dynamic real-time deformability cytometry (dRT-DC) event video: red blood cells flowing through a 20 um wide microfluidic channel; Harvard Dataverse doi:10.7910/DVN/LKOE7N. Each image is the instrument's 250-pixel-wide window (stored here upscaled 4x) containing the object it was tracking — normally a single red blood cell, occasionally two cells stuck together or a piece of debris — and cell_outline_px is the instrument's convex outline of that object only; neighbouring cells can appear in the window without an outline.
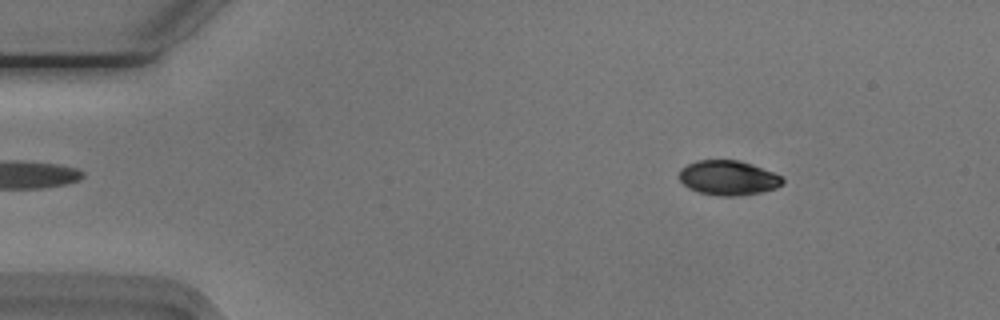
{"species": "Egyptian fruit bat (a non-hibernating species)", "species_latin": "Rousettus aegyptiacus", "temperature_condition": "cold", "stored_images_in_passage": 54, "camera_frame_rate_fps": 3000, "um_per_image_px": 0.085, "animal": {"sex": "male"}, "frame": {"image": 1, "passage_image": 7, "time_ms": 2.0, "image_size_px": [1000, 320], "cell_outline_px": [[784, 184], [776, 188], [760, 192], [740, 196], [716, 196], [700, 192], [688, 188], [680, 180], [680, 168], [696, 160], [736, 160], [752, 164], [772, 172], [780, 176], [784, 180]], "centroid_in_image_um": [61.89, 15.12], "position_along_channel_um": 23.1, "area_um2": 20.87}}
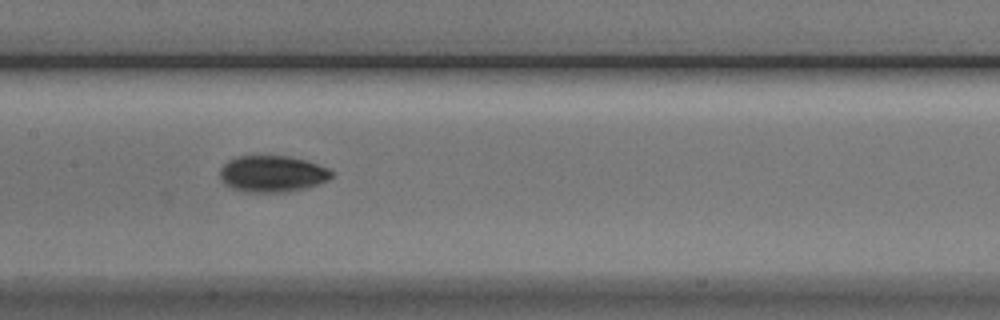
{"frame": {"image": 2, "passage_image": 26, "time_ms": 8.333, "image_size_px": [1000, 320], "cell_outline_px": [[332, 176], [328, 180], [320, 184], [308, 188], [288, 192], [244, 192], [232, 188], [224, 184], [220, 176], [220, 168], [228, 160], [236, 156], [288, 156], [304, 160], [328, 168], [332, 172]], "centroid_in_image_um": [23.14, 14.79], "position_along_channel_um": 184.3, "area_um2": 23.87}}
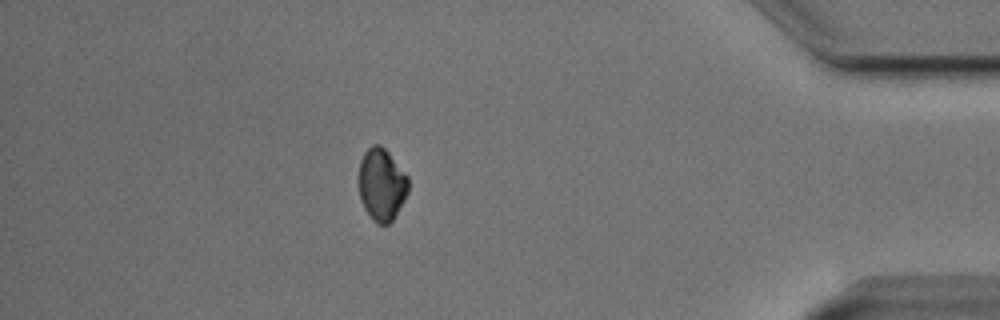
{"frame": {"image": 3, "passage_image": 47, "time_ms": 15.333, "image_size_px": [1000, 320], "cell_outline_px": [[408, 192], [404, 200], [392, 220], [388, 224], [376, 224], [372, 220], [364, 208], [360, 200], [360, 160], [364, 152], [372, 144], [380, 144], [388, 152], [408, 176]], "centroid_in_image_um": [32.44, 15.69], "position_along_channel_um": 402.8, "area_um2": 20.75}, "authors_computed_cell_mechanics": {"area_um2": 21.6172, "velocity_mm_per_s": 3.751, "shape_relaxation_time_tau1_ms": 2.0109, "shape_relaxation_time_tau2_ms": 4.6667, "deformation_change_tau1": 0.0973, "deformation_change_tau2": 0.0486}}